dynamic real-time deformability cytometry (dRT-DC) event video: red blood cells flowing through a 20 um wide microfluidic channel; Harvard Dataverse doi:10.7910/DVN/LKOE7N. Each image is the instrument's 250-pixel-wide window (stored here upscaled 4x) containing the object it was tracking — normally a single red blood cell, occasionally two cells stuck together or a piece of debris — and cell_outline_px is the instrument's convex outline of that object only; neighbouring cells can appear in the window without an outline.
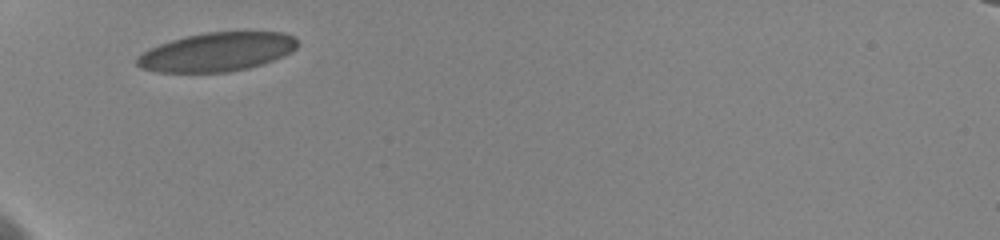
{"species": "human", "species_latin": "Homo sapiens", "temperature_condition": "cold", "stored_images_in_passage": 22, "camera_frame_rate_fps": 3000, "um_per_image_px": 0.085, "donor": {"sex": "female"}, "frame": {"image": 1, "passage_image": 1, "time_ms": 0.0, "image_size_px": [1000, 240], "cell_outline_px": [[296, 48], [292, 52], [284, 56], [248, 68], [228, 72], [156, 72], [140, 68], [136, 64], [136, 56], [148, 48], [172, 40], [188, 36], [208, 32], [284, 32], [292, 36], [296, 40]], "centroid_in_image_um": [18.4, 4.42], "position_along_channel_um": 66.6, "area_um2": 36.18}}